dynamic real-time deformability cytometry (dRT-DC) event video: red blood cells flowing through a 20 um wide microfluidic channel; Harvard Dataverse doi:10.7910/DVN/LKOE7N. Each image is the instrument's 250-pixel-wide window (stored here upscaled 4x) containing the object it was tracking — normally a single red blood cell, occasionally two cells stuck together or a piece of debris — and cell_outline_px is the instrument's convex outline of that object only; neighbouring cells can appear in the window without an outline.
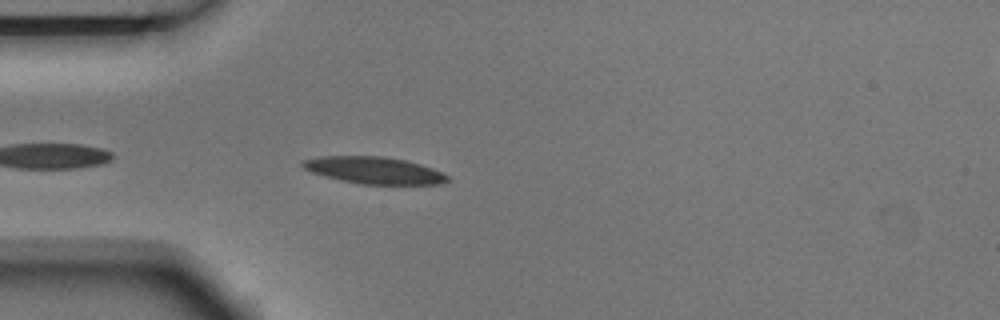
{"species": "Egyptian fruit bat (a non-hibernating species)", "species_latin": "Rousettus aegyptiacus", "temperature_condition": "room temperature", "stored_images_in_passage": 4, "camera_frame_rate_fps": 3000, "um_per_image_px": 0.085, "animal": {"sex": "male"}, "frame": {"image": 1, "passage_image": 4, "time_ms": 1.0, "image_size_px": [1000, 320], "cell_outline_px": [[452, 180], [440, 184], [360, 184], [340, 180], [324, 176], [312, 172], [304, 168], [300, 164], [300, 160], [320, 156], [384, 156], [404, 160], [420, 164], [432, 168], [448, 176]], "centroid_in_image_um": [31.77, 14.47], "position_along_channel_um": 53.2, "area_um2": 22.77}}